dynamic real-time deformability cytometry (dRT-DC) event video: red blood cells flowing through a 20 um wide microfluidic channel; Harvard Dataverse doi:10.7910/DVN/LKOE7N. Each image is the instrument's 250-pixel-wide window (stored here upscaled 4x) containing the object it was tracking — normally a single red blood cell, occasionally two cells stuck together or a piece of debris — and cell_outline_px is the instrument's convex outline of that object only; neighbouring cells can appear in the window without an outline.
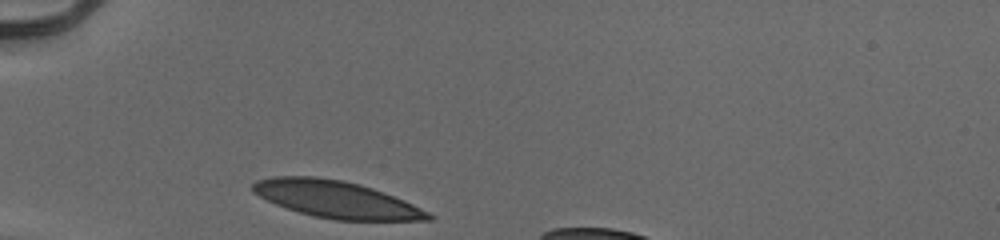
{"species": "human", "species_latin": "Homo sapiens", "temperature_condition": "cold", "stored_images_in_passage": 28, "camera_frame_rate_fps": 3000, "um_per_image_px": 0.085, "donor": {"sex": "male"}, "frame": {"image": 1, "passage_image": 1, "time_ms": 0.0, "image_size_px": [1000, 240], "cell_outline_px": [[436, 216], [432, 220], [336, 220], [316, 216], [300, 212], [276, 204], [252, 192], [252, 184], [256, 180], [272, 176], [316, 176], [344, 180], [360, 184], [384, 192], [404, 200]], "centroid_in_image_um": [28.58, 16.93], "position_along_channel_um": 56.4, "area_um2": 37.69}}
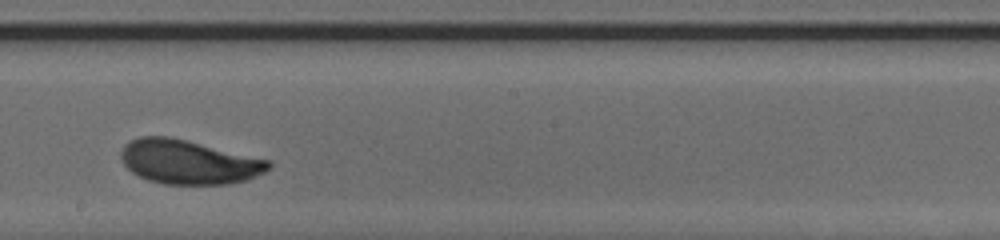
{"frame": {"image": 2, "passage_image": 16, "time_ms": 5.0, "image_size_px": [1000, 240], "cell_outline_px": [[272, 168], [248, 180], [228, 184], [164, 184], [148, 180], [132, 172], [124, 164], [120, 156], [120, 152], [124, 144], [128, 140], [140, 136], [168, 136], [272, 160]], "centroid_in_image_um": [16.05, 13.76], "position_along_channel_um": 232.2, "area_um2": 38.21}}
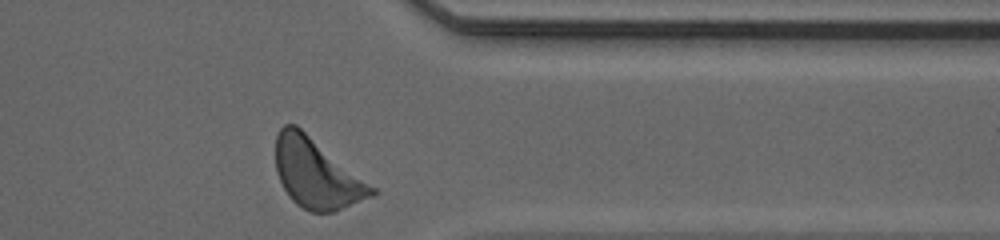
{"frame": {"image": 3, "passage_image": 28, "time_ms": 9.0, "image_size_px": [1000, 240], "cell_outline_px": [[380, 192], [376, 196], [332, 212], [312, 212], [296, 204], [288, 196], [276, 172], [276, 136], [280, 128], [284, 124], [296, 124], [376, 188]], "centroid_in_image_um": [26.93, 14.76], "position_along_channel_um": 384.5, "area_um2": 38.78}, "authors_computed_cell_mechanics": {"area_um2": 38.1191, "velocity_mm_per_s": 3.8987, "shape_relaxation_time_tau1_ms": 2.3886, "shape_relaxation_time_tau2_ms": null, "deformation_change_tau1": 0.1295, "deformation_change_tau2": null}}